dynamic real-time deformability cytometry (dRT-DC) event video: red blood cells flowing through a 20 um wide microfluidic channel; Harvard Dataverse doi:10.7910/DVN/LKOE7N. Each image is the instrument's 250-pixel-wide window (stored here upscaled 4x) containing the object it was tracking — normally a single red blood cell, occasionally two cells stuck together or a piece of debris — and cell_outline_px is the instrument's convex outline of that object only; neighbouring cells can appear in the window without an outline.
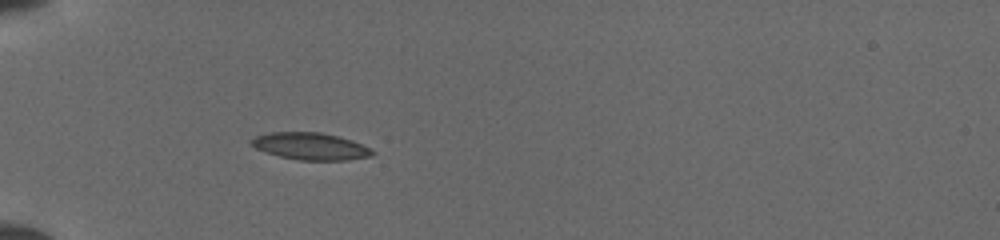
{"species": "common noctule bat (a hibernating species)", "species_latin": "Nyctalus noctula", "temperature_condition": "cold", "stored_images_in_passage": 41, "camera_frame_rate_fps": 3000, "um_per_image_px": 0.085, "animal": {"sex": "female", "body_mass_g": 19.5, "forearm_length_mm": 54.1}, "frame": {"image": 1, "passage_image": 8, "time_ms": 2.333, "image_size_px": [1000, 240], "cell_outline_px": [[376, 152], [372, 156], [348, 160], [300, 160], [280, 156], [256, 148], [248, 144], [248, 140], [256, 136], [268, 132], [320, 132], [352, 140]], "centroid_in_image_um": [26.36, 12.43], "position_along_channel_um": 58.6, "area_um2": 19.02}}
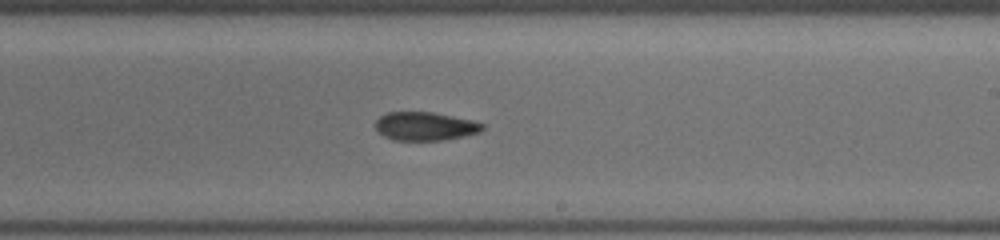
{"frame": {"image": 2, "passage_image": 23, "time_ms": 7.333, "image_size_px": [1000, 240], "cell_outline_px": [[484, 128], [480, 132], [464, 136], [444, 140], [392, 140], [384, 136], [376, 128], [376, 120], [380, 116], [388, 112], [432, 112], [476, 120], [484, 124]], "centroid_in_image_um": [36.18, 10.73], "position_along_channel_um": 252.8, "area_um2": 17.86}}
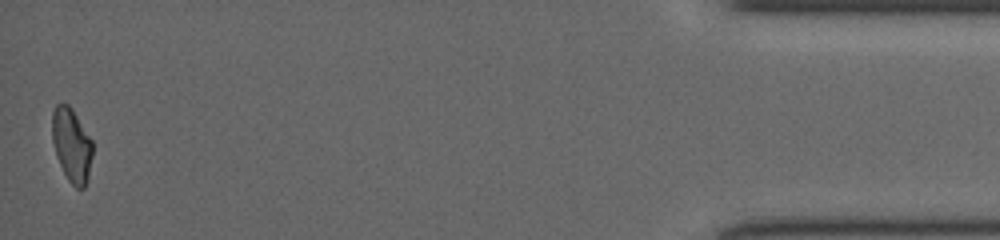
{"frame": {"image": 3, "passage_image": 41, "time_ms": 13.333, "image_size_px": [1000, 240], "cell_outline_px": [[92, 156], [88, 180], [84, 188], [76, 188], [68, 180], [56, 156], [52, 140], [52, 112], [56, 104], [68, 104], [72, 108], [92, 140]], "centroid_in_image_um": [6.09, 12.33], "position_along_channel_um": 429.1, "area_um2": 17.4}}